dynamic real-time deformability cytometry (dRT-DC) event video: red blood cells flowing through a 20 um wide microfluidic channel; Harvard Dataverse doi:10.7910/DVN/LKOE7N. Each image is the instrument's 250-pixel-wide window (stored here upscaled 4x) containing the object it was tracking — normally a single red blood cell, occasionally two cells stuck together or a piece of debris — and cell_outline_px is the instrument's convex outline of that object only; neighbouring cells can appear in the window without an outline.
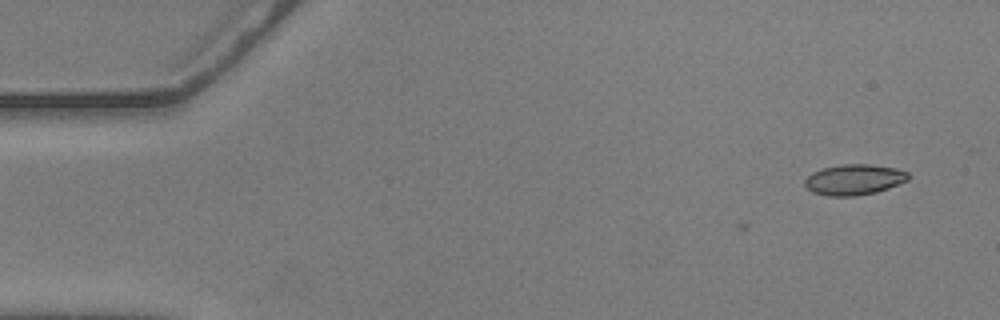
{"species": "common noctule bat (a hibernating species)", "species_latin": "Nyctalus noctula", "temperature_condition": "warm", "stored_images_in_passage": 6, "camera_frame_rate_fps": 3000, "um_per_image_px": 0.085, "animal": {"sex": "male", "body_mass_g": 20.5, "forearm_length_mm": 52.5}, "frame": {"image": 1, "passage_image": 1, "time_ms": 0.0, "image_size_px": [1000, 320], "cell_outline_px": [[908, 180], [888, 188], [876, 192], [856, 196], [828, 196], [812, 192], [804, 184], [804, 180], [812, 172], [824, 168], [844, 164], [872, 164], [896, 168], [908, 172]], "centroid_in_image_um": [72.6, 15.27], "position_along_channel_um": 12.4, "area_um2": 18.44}}